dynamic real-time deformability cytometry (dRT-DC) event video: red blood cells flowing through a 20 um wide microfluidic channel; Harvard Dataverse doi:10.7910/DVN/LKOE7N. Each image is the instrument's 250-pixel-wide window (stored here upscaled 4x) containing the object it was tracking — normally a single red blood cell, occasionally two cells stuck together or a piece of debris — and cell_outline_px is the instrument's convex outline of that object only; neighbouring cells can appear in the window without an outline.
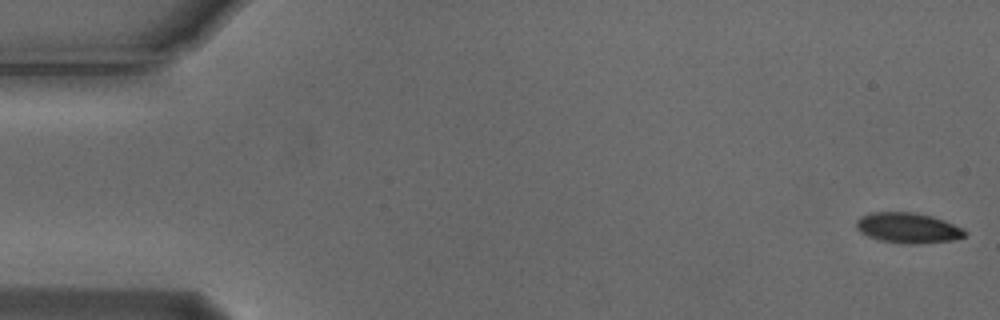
{"species": "Egyptian fruit bat (a non-hibernating species)", "species_latin": "Rousettus aegyptiacus", "temperature_condition": "cold", "stored_images_in_passage": 5, "camera_frame_rate_fps": 3000, "um_per_image_px": 0.085, "animal": {"sex": "male"}, "frame": {"image": 1, "passage_image": 1, "time_ms": 0.0, "image_size_px": [1000, 320], "cell_outline_px": [[968, 232], [964, 236], [952, 240], [916, 244], [908, 244], [880, 240], [868, 236], [860, 232], [856, 228], [856, 220], [860, 216], [868, 212], [912, 212], [932, 216], [944, 220], [964, 228]], "centroid_in_image_um": [77.16, 19.36], "position_along_channel_um": 7.8, "area_um2": 19.31}}